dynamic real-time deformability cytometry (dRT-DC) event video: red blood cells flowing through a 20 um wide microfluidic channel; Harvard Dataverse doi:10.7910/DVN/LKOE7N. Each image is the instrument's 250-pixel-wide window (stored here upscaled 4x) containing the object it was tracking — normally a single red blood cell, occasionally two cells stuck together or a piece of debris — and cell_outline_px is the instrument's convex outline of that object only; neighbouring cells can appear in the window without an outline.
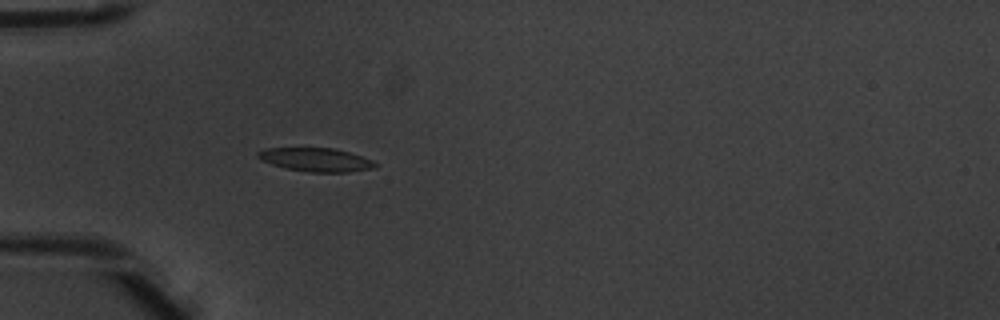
{"species": "common noctule bat (a hibernating species)", "species_latin": "Nyctalus noctula", "temperature_condition": "warm", "stored_images_in_passage": 5, "camera_frame_rate_fps": 3000, "um_per_image_px": 0.085, "animal": {"sex": "male", "body_mass_g": 20.1, "forearm_length_mm": 53.5}, "frame": {"image": 1, "passage_image": 5, "time_ms": 1.333, "image_size_px": [1000, 320], "cell_outline_px": [[376, 168], [348, 172], [308, 172], [284, 168], [260, 160], [256, 156], [256, 152], [264, 148], [336, 148], [372, 160], [376, 164]], "centroid_in_image_um": [26.81, 13.57], "position_along_channel_um": 58.2, "area_um2": 16.18}}